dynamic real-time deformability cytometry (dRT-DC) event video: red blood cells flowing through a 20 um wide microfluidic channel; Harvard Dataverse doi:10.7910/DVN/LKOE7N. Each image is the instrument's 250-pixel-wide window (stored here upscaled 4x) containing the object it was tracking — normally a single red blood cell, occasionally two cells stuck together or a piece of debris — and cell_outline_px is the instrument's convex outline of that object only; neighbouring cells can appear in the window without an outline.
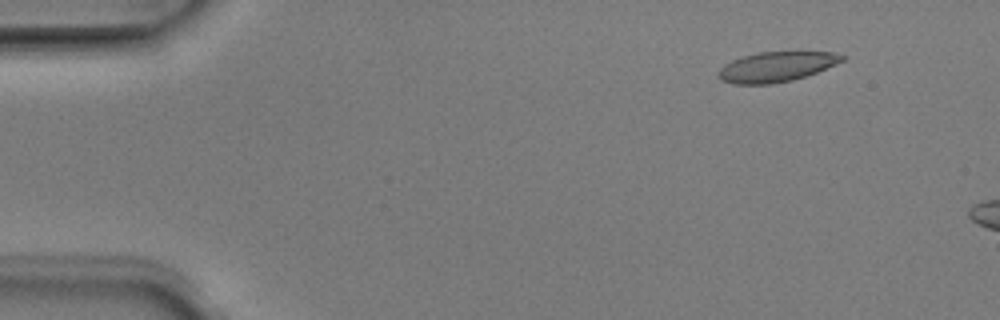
{"species": "Egyptian fruit bat (a non-hibernating species)", "species_latin": "Rousettus aegyptiacus", "temperature_condition": "room temperature", "stored_images_in_passage": 4, "camera_frame_rate_fps": 3000, "um_per_image_px": 0.085, "animal": {"sex": "male"}, "frame": {"image": 1, "passage_image": 1, "time_ms": 0.0, "image_size_px": [1000, 320], "cell_outline_px": [[848, 56], [844, 60], [836, 64], [816, 72], [792, 80], [772, 84], [732, 84], [720, 80], [716, 76], [716, 72], [724, 64], [732, 60], [756, 52], [800, 48], [832, 52]], "centroid_in_image_um": [66.03, 5.61], "position_along_channel_um": 19.0, "area_um2": 22.83}}